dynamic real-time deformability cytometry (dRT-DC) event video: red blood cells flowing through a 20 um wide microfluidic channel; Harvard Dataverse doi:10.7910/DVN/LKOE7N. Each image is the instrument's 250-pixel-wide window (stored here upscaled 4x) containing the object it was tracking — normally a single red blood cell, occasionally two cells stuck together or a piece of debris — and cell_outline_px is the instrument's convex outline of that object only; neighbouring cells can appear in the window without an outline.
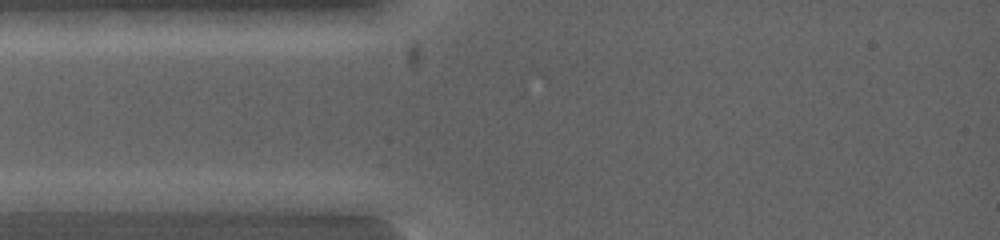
{"species": "common noctule bat (a hibernating species)", "species_latin": "Nyctalus noctula", "temperature_condition": "warm", "stored_images_in_passage": 6, "camera_frame_rate_fps": 5000, "um_per_image_px": 0.085, "animal": {"sex": "female", "body_mass_g": 19.0, "forearm_length_mm": 53.3}, "frame": {"image": 1, "passage_image": 3, "time_ms": 0.6, "image_size_px": [1000, 240], "cell_outline_px": [[124, 200], [112, 212], [16, 212], [12, 200], [20, 192], [104, 192]], "centroid_in_image_um": [5.58, 17.18], "position_along_channel_um": 79.4, "area_um2": 14.68}}